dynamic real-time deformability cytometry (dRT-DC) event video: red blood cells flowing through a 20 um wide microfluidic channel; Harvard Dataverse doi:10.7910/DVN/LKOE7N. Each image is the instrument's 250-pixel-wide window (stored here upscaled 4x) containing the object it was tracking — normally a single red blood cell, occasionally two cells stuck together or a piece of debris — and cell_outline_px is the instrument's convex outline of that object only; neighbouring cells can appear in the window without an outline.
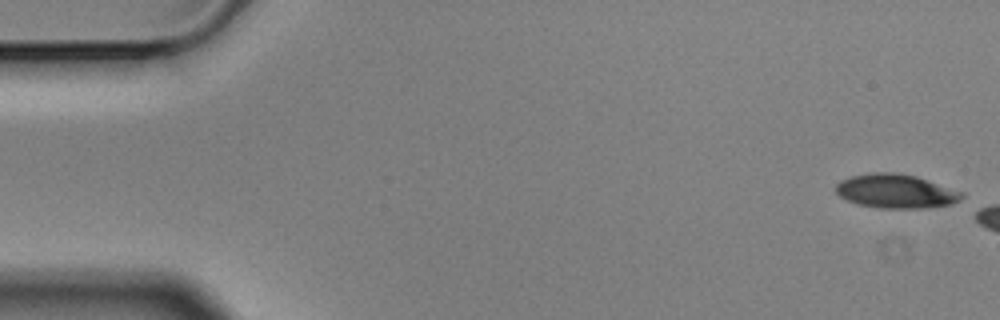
{"species": "Egyptian fruit bat (a non-hibernating species)", "species_latin": "Rousettus aegyptiacus", "temperature_condition": "cold", "stored_images_in_passage": 3, "camera_frame_rate_fps": 3000, "um_per_image_px": 0.085, "animal": {"sex": "male"}, "frame": {"image": 1, "passage_image": 1, "time_ms": 0.0, "image_size_px": [1000, 320], "cell_outline_px": [[964, 196], [960, 200], [952, 204], [920, 208], [880, 208], [856, 204], [840, 196], [836, 192], [836, 184], [840, 180], [852, 176], [872, 172], [896, 172], [916, 176], [964, 192]], "centroid_in_image_um": [76.15, 16.24], "position_along_channel_um": 8.8, "area_um2": 24.97}}